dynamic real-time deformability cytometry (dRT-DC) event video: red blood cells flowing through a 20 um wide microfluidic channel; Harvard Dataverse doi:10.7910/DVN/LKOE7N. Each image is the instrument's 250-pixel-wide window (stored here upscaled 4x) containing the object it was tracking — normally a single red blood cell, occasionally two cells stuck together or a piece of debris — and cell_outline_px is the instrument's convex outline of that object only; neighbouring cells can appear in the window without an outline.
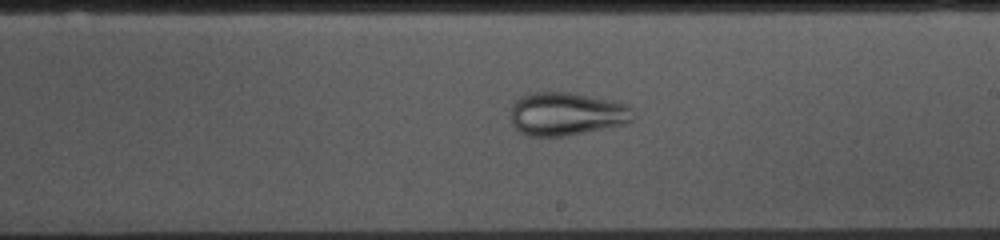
{"species": "common noctule bat (a hibernating species)", "species_latin": "Nyctalus noctula", "temperature_condition": "cold", "stored_images_in_passage": 53, "camera_frame_rate_fps": 3000, "um_per_image_px": 0.085, "animal": {"sex": "female", "body_mass_g": 10.0, "forearm_length_mm": 53.1}, "frame": {"image": 1, "passage_image": 29, "time_ms": 9.333, "image_size_px": [1000, 240], "cell_outline_px": [[632, 120], [624, 124], [564, 136], [528, 136], [520, 132], [512, 124], [512, 104], [516, 100], [532, 92], [568, 92], [612, 100], [624, 104], [632, 108]], "centroid_in_image_um": [48.13, 9.68], "position_along_channel_um": 240.9, "area_um2": 30.46}}
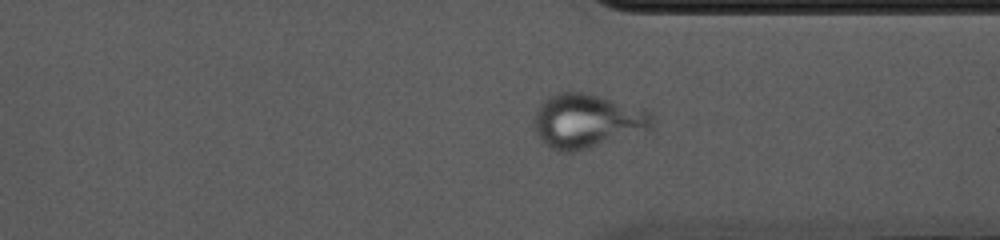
{"frame": {"image": 2, "passage_image": 39, "time_ms": 12.667, "image_size_px": [1000, 240], "cell_outline_px": [[652, 128], [576, 152], [560, 152], [548, 148], [540, 140], [532, 128], [532, 120], [536, 108], [548, 96], [556, 92], [584, 92], [604, 96], [644, 108], [652, 112]], "centroid_in_image_um": [49.83, 10.27], "position_along_channel_um": 361.6, "area_um2": 37.92}}
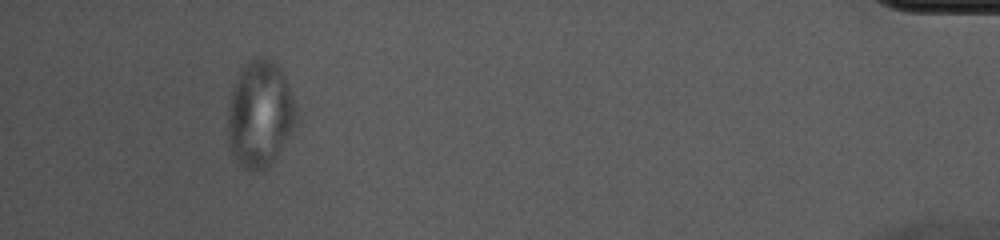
{"frame": {"image": 3, "passage_image": 49, "time_ms": 16.0, "image_size_px": [1000, 240], "cell_outline_px": [[300, 120], [276, 156], [264, 168], [252, 172], [244, 168], [232, 160], [228, 144], [228, 108], [232, 92], [236, 80], [244, 64], [252, 56], [268, 56], [276, 60], [288, 84]], "centroid_in_image_um": [22.1, 9.67], "position_along_channel_um": 413.1, "area_um2": 43.23}}